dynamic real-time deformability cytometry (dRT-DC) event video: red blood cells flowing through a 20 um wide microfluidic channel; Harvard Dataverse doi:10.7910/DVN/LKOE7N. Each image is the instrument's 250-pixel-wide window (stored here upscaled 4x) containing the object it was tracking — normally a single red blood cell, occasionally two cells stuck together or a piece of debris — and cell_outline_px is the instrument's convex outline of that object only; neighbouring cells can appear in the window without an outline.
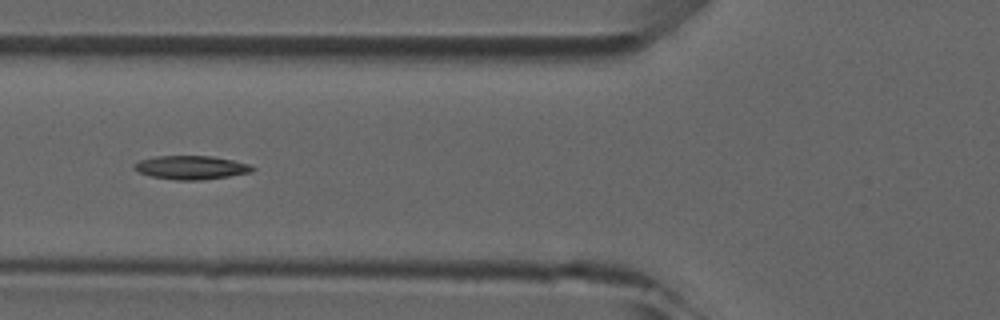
{"species": "common noctule bat (a hibernating species)", "species_latin": "Nyctalus noctula", "temperature_condition": "room temperature", "stored_images_in_passage": 4, "camera_frame_rate_fps": 3000, "um_per_image_px": 0.085, "animal": {"sex": "male", "forearm_length_mm": 52.5}, "frame": {"image": 1, "passage_image": 4, "time_ms": 3.333, "image_size_px": [1000, 320], "cell_outline_px": [[256, 168], [252, 172], [204, 180], [176, 180], [152, 176], [140, 172], [132, 168], [132, 164], [140, 160], [156, 156], [212, 156], [252, 164]], "centroid_in_image_um": [16.27, 14.23], "position_along_channel_um": 109.5, "area_um2": 16.36}}